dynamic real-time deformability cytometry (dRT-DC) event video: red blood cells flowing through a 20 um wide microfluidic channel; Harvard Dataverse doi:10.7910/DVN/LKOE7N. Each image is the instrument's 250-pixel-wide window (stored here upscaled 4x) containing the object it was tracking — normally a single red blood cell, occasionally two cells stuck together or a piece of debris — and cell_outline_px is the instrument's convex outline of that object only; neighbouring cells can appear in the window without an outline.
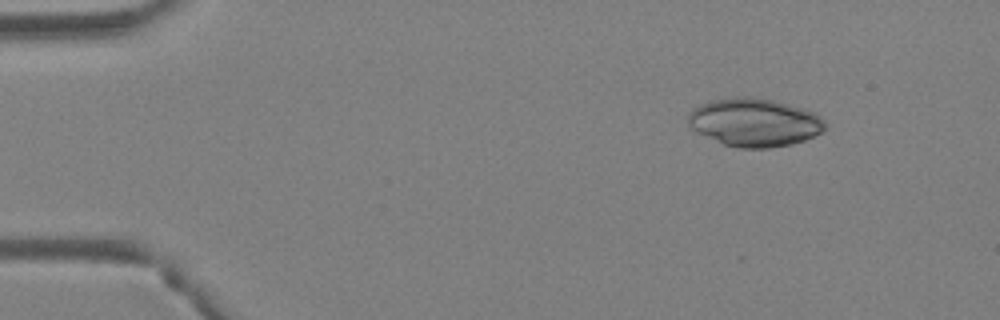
{"species": "Egyptian fruit bat (a non-hibernating species)", "species_latin": "Rousettus aegyptiacus", "temperature_condition": "warm", "stored_images_in_passage": 3, "camera_frame_rate_fps": 3000, "um_per_image_px": 0.085, "animal": {"sex": "female"}, "frame": {"image": 1, "passage_image": 1, "time_ms": 0.0, "image_size_px": [1000, 320], "cell_outline_px": [[824, 132], [804, 140], [792, 144], [768, 148], [736, 148], [724, 144], [696, 132], [688, 124], [688, 112], [692, 108], [700, 104], [712, 100], [736, 96], [752, 96], [772, 100], [804, 108], [816, 112], [824, 120]], "centroid_in_image_um": [64.12, 10.39], "position_along_channel_um": 20.9, "area_um2": 38.78}}
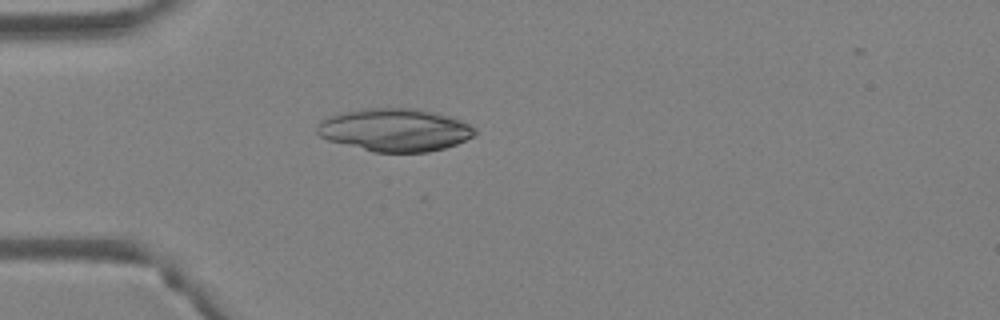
{"frame": {"image": 2, "passage_image": 3, "time_ms": 0.667, "image_size_px": [1000, 320], "cell_outline_px": [[476, 132], [472, 136], [456, 144], [444, 148], [428, 152], [372, 152], [328, 140], [320, 136], [316, 132], [316, 128], [320, 120], [328, 116], [340, 112], [364, 108], [416, 108], [448, 116], [460, 120], [476, 128]], "centroid_in_image_um": [33.51, 11.04], "position_along_channel_um": 51.5, "area_um2": 39.42}}